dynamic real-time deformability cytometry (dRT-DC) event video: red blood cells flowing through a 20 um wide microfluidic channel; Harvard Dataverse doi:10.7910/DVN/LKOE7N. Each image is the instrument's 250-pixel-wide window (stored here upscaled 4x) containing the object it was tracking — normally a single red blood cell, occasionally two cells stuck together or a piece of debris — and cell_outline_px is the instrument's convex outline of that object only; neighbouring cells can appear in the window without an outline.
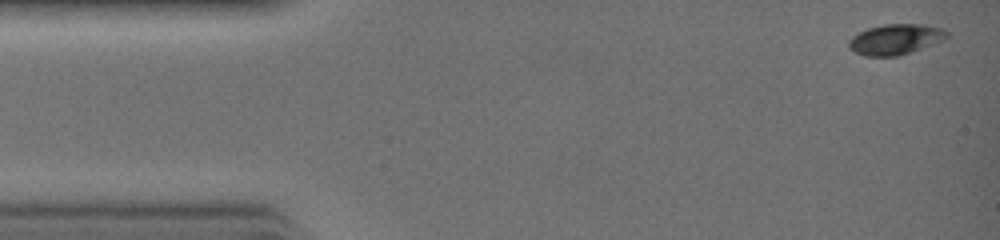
{"species": "common noctule bat (a hibernating species)", "species_latin": "Nyctalus noctula", "temperature_condition": "warm", "stored_images_in_passage": 31, "camera_frame_rate_fps": 3000, "um_per_image_px": 0.085, "animal": {"sex": "female", "body_mass_g": 19.0, "forearm_length_mm": 51.5}, "frame": {"image": 1, "passage_image": 1, "time_ms": 0.0, "image_size_px": [1000, 240], "cell_outline_px": [[948, 36], [944, 40], [896, 56], [868, 56], [856, 52], [848, 48], [848, 40], [852, 36], [868, 28], [884, 24], [924, 24], [944, 28], [948, 32]], "centroid_in_image_um": [76.11, 3.32], "position_along_channel_um": 8.9, "area_um2": 17.28}}
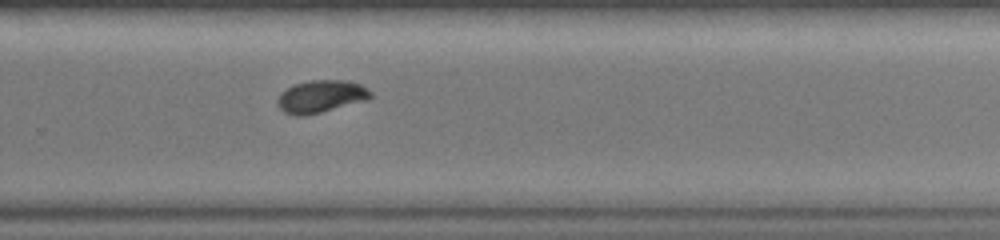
{"frame": {"image": 2, "passage_image": 21, "time_ms": 6.667, "image_size_px": [1000, 240], "cell_outline_px": [[372, 96], [368, 100], [304, 116], [296, 116], [284, 112], [280, 108], [276, 100], [280, 92], [296, 84], [312, 80], [348, 80], [360, 84], [372, 92]], "centroid_in_image_um": [27.29, 8.2], "position_along_channel_um": 302.5, "area_um2": 17.57}}
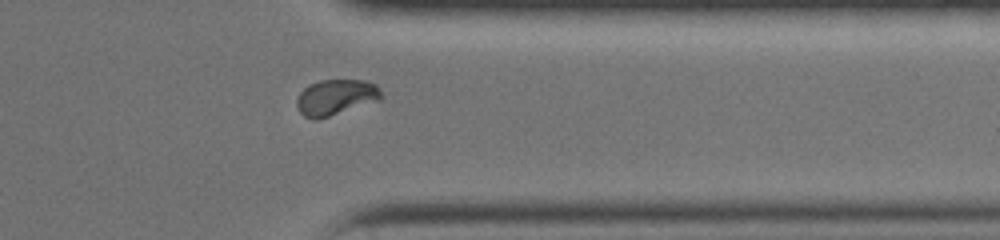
{"frame": {"image": 3, "passage_image": 25, "time_ms": 8.0, "image_size_px": [1000, 240], "cell_outline_px": [[384, 96], [380, 100], [316, 120], [312, 120], [304, 116], [300, 112], [296, 104], [296, 100], [300, 92], [308, 84], [320, 80], [364, 80], [376, 84]], "centroid_in_image_um": [28.54, 8.26], "position_along_channel_um": 382.9, "area_um2": 17.69}}